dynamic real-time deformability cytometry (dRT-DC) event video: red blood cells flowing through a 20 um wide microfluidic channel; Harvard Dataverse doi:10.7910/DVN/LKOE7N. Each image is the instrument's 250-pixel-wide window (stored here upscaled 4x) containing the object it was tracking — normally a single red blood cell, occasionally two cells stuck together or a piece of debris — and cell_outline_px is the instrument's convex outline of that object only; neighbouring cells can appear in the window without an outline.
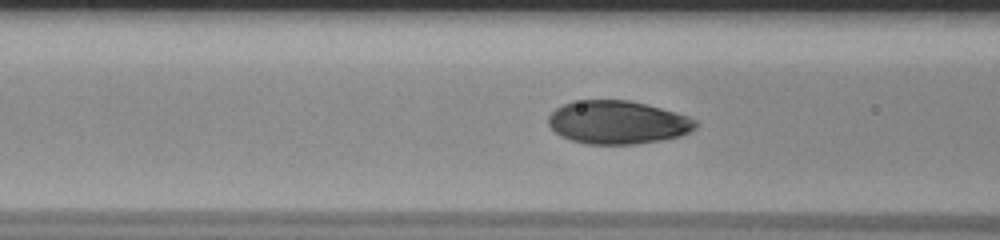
{"species": "human", "species_latin": "Homo sapiens", "temperature_condition": "room temperature", "stored_images_in_passage": 46, "camera_frame_rate_fps": 3000, "um_per_image_px": 0.085, "donor": {"sex": "male"}, "frame": {"image": 1, "passage_image": 13, "time_ms": 4.0, "image_size_px": [1000, 240], "cell_outline_px": [[700, 124], [696, 128], [680, 136], [660, 140], [632, 144], [588, 144], [572, 140], [560, 136], [548, 124], [548, 116], [556, 108], [572, 100], [628, 100], [676, 112], [688, 116], [696, 120]], "centroid_in_image_um": [52.5, 10.39], "position_along_channel_um": 114.1, "area_um2": 37.05}}
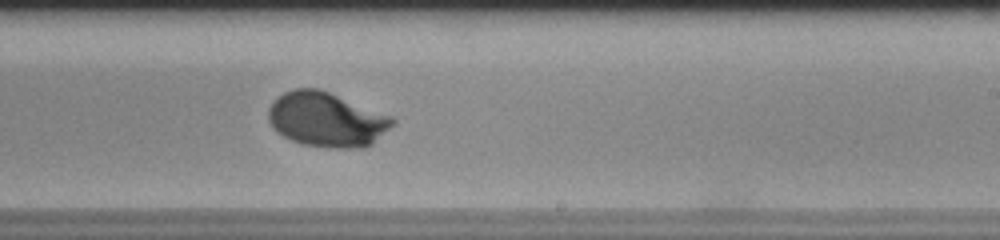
{"frame": {"image": 2, "passage_image": 25, "time_ms": 8.0, "image_size_px": [1000, 240], "cell_outline_px": [[396, 120], [372, 144], [364, 148], [328, 148], [304, 144], [292, 140], [276, 132], [272, 128], [268, 120], [268, 108], [272, 100], [284, 92], [296, 88], [320, 88], [392, 116]], "centroid_in_image_um": [27.72, 10.15], "position_along_channel_um": 261.3, "area_um2": 39.65}}
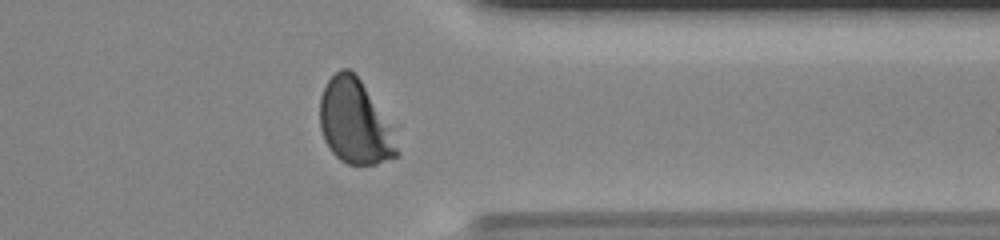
{"frame": {"image": 3, "passage_image": 35, "time_ms": 11.333, "image_size_px": [1000, 240], "cell_outline_px": [[400, 152], [396, 156], [376, 164], [348, 164], [340, 160], [328, 148], [324, 140], [320, 128], [320, 96], [328, 80], [340, 68], [348, 68], [360, 80]], "centroid_in_image_um": [30.04, 10.4], "position_along_channel_um": 381.4, "area_um2": 36.13}}